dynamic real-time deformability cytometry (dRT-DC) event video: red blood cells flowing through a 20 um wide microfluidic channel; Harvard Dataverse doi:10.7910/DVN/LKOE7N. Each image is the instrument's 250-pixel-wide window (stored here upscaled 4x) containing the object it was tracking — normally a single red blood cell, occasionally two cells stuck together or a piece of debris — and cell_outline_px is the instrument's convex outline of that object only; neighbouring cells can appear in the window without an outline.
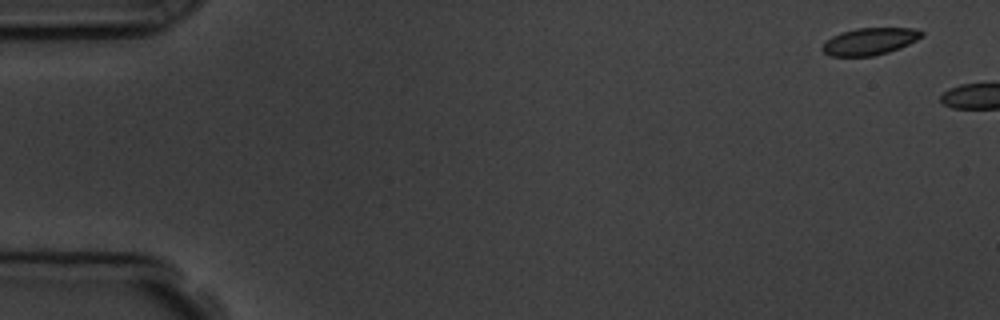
{"species": "common noctule bat (a hibernating species)", "species_latin": "Nyctalus noctula", "temperature_condition": "room temperature", "stored_images_in_passage": 2, "camera_frame_rate_fps": 3000, "um_per_image_px": 0.085, "animal": {"sex": "male", "body_mass_g": 19.5, "forearm_length_mm": 54.6}, "frame": {"image": 1, "passage_image": 1, "time_ms": 0.0, "image_size_px": [1000, 320], "cell_outline_px": [[924, 36], [900, 48], [888, 52], [872, 56], [828, 56], [820, 48], [832, 36], [840, 32], [856, 28], [912, 28], [924, 32]], "centroid_in_image_um": [73.92, 3.51], "position_along_channel_um": 11.1, "area_um2": 15.66}}